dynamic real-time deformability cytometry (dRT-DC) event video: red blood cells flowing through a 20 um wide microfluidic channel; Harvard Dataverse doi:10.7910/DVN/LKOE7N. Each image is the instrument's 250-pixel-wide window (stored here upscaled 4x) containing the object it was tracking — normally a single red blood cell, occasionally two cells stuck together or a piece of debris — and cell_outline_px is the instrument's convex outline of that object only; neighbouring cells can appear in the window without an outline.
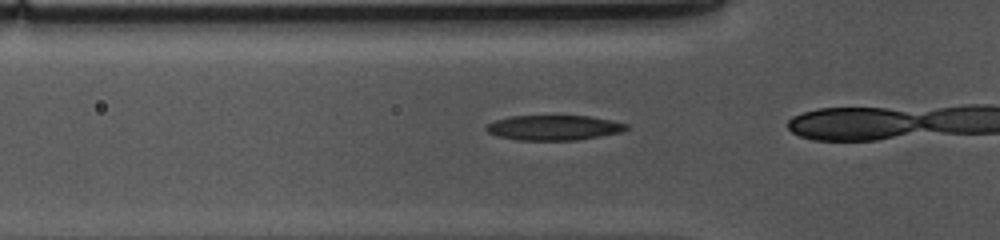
{"species": "common noctule bat (a hibernating species)", "species_latin": "Nyctalus noctula", "temperature_condition": "cold", "stored_images_in_passage": 16, "camera_frame_rate_fps": 3000, "um_per_image_px": 0.085, "animal": {"sex": "female", "body_mass_g": 10.0, "forearm_length_mm": 53.1}, "frame": {"image": 1, "passage_image": 11, "time_ms": 3.333, "image_size_px": [1000, 240], "cell_outline_px": [[628, 128], [620, 132], [576, 140], [516, 140], [496, 136], [488, 132], [484, 128], [488, 124], [496, 120], [512, 116], [592, 116], [612, 120], [628, 124]], "centroid_in_image_um": [47.06, 10.85], "position_along_channel_um": 78.7, "area_um2": 20.35}}
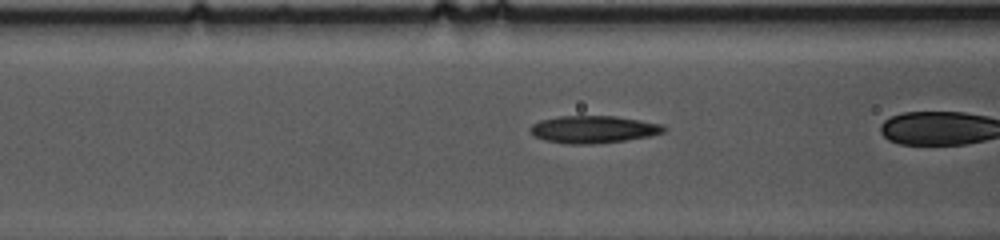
{"frame": {"image": 2, "passage_image": 14, "time_ms": 4.333, "image_size_px": [1000, 240], "cell_outline_px": [[668, 128], [664, 132], [648, 136], [624, 140], [592, 144], [568, 144], [544, 140], [532, 136], [528, 128], [532, 124], [540, 120], [560, 116], [616, 116], [664, 124]], "centroid_in_image_um": [50.41, 10.99], "position_along_channel_um": 116.2, "area_um2": 21.44}}